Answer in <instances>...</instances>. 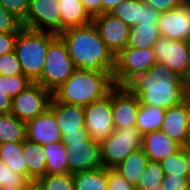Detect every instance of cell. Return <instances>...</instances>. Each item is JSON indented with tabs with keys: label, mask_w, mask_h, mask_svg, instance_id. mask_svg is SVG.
I'll return each mask as SVG.
<instances>
[{
	"label": "cell",
	"mask_w": 190,
	"mask_h": 190,
	"mask_svg": "<svg viewBox=\"0 0 190 190\" xmlns=\"http://www.w3.org/2000/svg\"><path fill=\"white\" fill-rule=\"evenodd\" d=\"M126 86L140 100V104L165 110L189 96L183 78L158 62L147 72L137 75Z\"/></svg>",
	"instance_id": "6da1fadb"
},
{
	"label": "cell",
	"mask_w": 190,
	"mask_h": 190,
	"mask_svg": "<svg viewBox=\"0 0 190 190\" xmlns=\"http://www.w3.org/2000/svg\"><path fill=\"white\" fill-rule=\"evenodd\" d=\"M59 36L66 43L76 69L113 73L115 56L101 39L93 22L63 30Z\"/></svg>",
	"instance_id": "7a4b0ae2"
},
{
	"label": "cell",
	"mask_w": 190,
	"mask_h": 190,
	"mask_svg": "<svg viewBox=\"0 0 190 190\" xmlns=\"http://www.w3.org/2000/svg\"><path fill=\"white\" fill-rule=\"evenodd\" d=\"M114 86L112 73L75 69L73 74L52 92V97L60 103L87 106L104 98Z\"/></svg>",
	"instance_id": "3957f363"
},
{
	"label": "cell",
	"mask_w": 190,
	"mask_h": 190,
	"mask_svg": "<svg viewBox=\"0 0 190 190\" xmlns=\"http://www.w3.org/2000/svg\"><path fill=\"white\" fill-rule=\"evenodd\" d=\"M57 36L52 32L24 27L18 32L14 51L19 59L23 75L33 83L41 77L47 49Z\"/></svg>",
	"instance_id": "277c9868"
},
{
	"label": "cell",
	"mask_w": 190,
	"mask_h": 190,
	"mask_svg": "<svg viewBox=\"0 0 190 190\" xmlns=\"http://www.w3.org/2000/svg\"><path fill=\"white\" fill-rule=\"evenodd\" d=\"M66 43L58 35L47 49L41 77L35 82L53 92L75 71Z\"/></svg>",
	"instance_id": "5b68a950"
},
{
	"label": "cell",
	"mask_w": 190,
	"mask_h": 190,
	"mask_svg": "<svg viewBox=\"0 0 190 190\" xmlns=\"http://www.w3.org/2000/svg\"><path fill=\"white\" fill-rule=\"evenodd\" d=\"M142 138L136 126L115 129L100 143L102 166L115 168L133 151L142 148Z\"/></svg>",
	"instance_id": "8992f818"
},
{
	"label": "cell",
	"mask_w": 190,
	"mask_h": 190,
	"mask_svg": "<svg viewBox=\"0 0 190 190\" xmlns=\"http://www.w3.org/2000/svg\"><path fill=\"white\" fill-rule=\"evenodd\" d=\"M157 62L153 48L136 49L127 46L115 56L113 81L126 86L133 78L147 72Z\"/></svg>",
	"instance_id": "52a82bcc"
},
{
	"label": "cell",
	"mask_w": 190,
	"mask_h": 190,
	"mask_svg": "<svg viewBox=\"0 0 190 190\" xmlns=\"http://www.w3.org/2000/svg\"><path fill=\"white\" fill-rule=\"evenodd\" d=\"M49 109L54 113L63 143H76L89 139L85 128L84 106L60 103L52 98Z\"/></svg>",
	"instance_id": "ba28073f"
},
{
	"label": "cell",
	"mask_w": 190,
	"mask_h": 190,
	"mask_svg": "<svg viewBox=\"0 0 190 190\" xmlns=\"http://www.w3.org/2000/svg\"><path fill=\"white\" fill-rule=\"evenodd\" d=\"M85 128L89 138L101 143L115 131L112 118V89L100 100L84 106Z\"/></svg>",
	"instance_id": "9c48e42d"
},
{
	"label": "cell",
	"mask_w": 190,
	"mask_h": 190,
	"mask_svg": "<svg viewBox=\"0 0 190 190\" xmlns=\"http://www.w3.org/2000/svg\"><path fill=\"white\" fill-rule=\"evenodd\" d=\"M52 92L37 83L12 98L11 111L16 118L29 121L45 112L51 103Z\"/></svg>",
	"instance_id": "30bf717a"
},
{
	"label": "cell",
	"mask_w": 190,
	"mask_h": 190,
	"mask_svg": "<svg viewBox=\"0 0 190 190\" xmlns=\"http://www.w3.org/2000/svg\"><path fill=\"white\" fill-rule=\"evenodd\" d=\"M24 28L47 31L57 35L61 33V16L57 0H30Z\"/></svg>",
	"instance_id": "8fae6325"
},
{
	"label": "cell",
	"mask_w": 190,
	"mask_h": 190,
	"mask_svg": "<svg viewBox=\"0 0 190 190\" xmlns=\"http://www.w3.org/2000/svg\"><path fill=\"white\" fill-rule=\"evenodd\" d=\"M153 50L158 63L165 64L182 78L185 76L190 55L189 41L170 40L160 36Z\"/></svg>",
	"instance_id": "7c38bea8"
},
{
	"label": "cell",
	"mask_w": 190,
	"mask_h": 190,
	"mask_svg": "<svg viewBox=\"0 0 190 190\" xmlns=\"http://www.w3.org/2000/svg\"><path fill=\"white\" fill-rule=\"evenodd\" d=\"M99 35L107 48L116 56L127 47L131 27L110 13H103L92 18Z\"/></svg>",
	"instance_id": "4fadbf2b"
},
{
	"label": "cell",
	"mask_w": 190,
	"mask_h": 190,
	"mask_svg": "<svg viewBox=\"0 0 190 190\" xmlns=\"http://www.w3.org/2000/svg\"><path fill=\"white\" fill-rule=\"evenodd\" d=\"M64 144L67 148L69 173L75 174L102 167L99 142L89 138L82 142Z\"/></svg>",
	"instance_id": "5bb4252c"
},
{
	"label": "cell",
	"mask_w": 190,
	"mask_h": 190,
	"mask_svg": "<svg viewBox=\"0 0 190 190\" xmlns=\"http://www.w3.org/2000/svg\"><path fill=\"white\" fill-rule=\"evenodd\" d=\"M140 100L127 86L112 88V118L115 129L135 126Z\"/></svg>",
	"instance_id": "9a60e30c"
},
{
	"label": "cell",
	"mask_w": 190,
	"mask_h": 190,
	"mask_svg": "<svg viewBox=\"0 0 190 190\" xmlns=\"http://www.w3.org/2000/svg\"><path fill=\"white\" fill-rule=\"evenodd\" d=\"M190 129V96L165 111L160 131L173 141L185 146Z\"/></svg>",
	"instance_id": "2e32d148"
},
{
	"label": "cell",
	"mask_w": 190,
	"mask_h": 190,
	"mask_svg": "<svg viewBox=\"0 0 190 190\" xmlns=\"http://www.w3.org/2000/svg\"><path fill=\"white\" fill-rule=\"evenodd\" d=\"M157 27L163 37L190 42V2L160 13Z\"/></svg>",
	"instance_id": "e0dca14e"
},
{
	"label": "cell",
	"mask_w": 190,
	"mask_h": 190,
	"mask_svg": "<svg viewBox=\"0 0 190 190\" xmlns=\"http://www.w3.org/2000/svg\"><path fill=\"white\" fill-rule=\"evenodd\" d=\"M26 135L28 140L42 146L62 141L54 113L49 108L26 122Z\"/></svg>",
	"instance_id": "ac0fdd59"
},
{
	"label": "cell",
	"mask_w": 190,
	"mask_h": 190,
	"mask_svg": "<svg viewBox=\"0 0 190 190\" xmlns=\"http://www.w3.org/2000/svg\"><path fill=\"white\" fill-rule=\"evenodd\" d=\"M181 147L160 130L145 133L142 138V148L150 161L159 162L178 152Z\"/></svg>",
	"instance_id": "d6986e66"
},
{
	"label": "cell",
	"mask_w": 190,
	"mask_h": 190,
	"mask_svg": "<svg viewBox=\"0 0 190 190\" xmlns=\"http://www.w3.org/2000/svg\"><path fill=\"white\" fill-rule=\"evenodd\" d=\"M22 149L27 165V181L36 182L45 175L46 155L43 146L26 139L22 142Z\"/></svg>",
	"instance_id": "ffe728a7"
},
{
	"label": "cell",
	"mask_w": 190,
	"mask_h": 190,
	"mask_svg": "<svg viewBox=\"0 0 190 190\" xmlns=\"http://www.w3.org/2000/svg\"><path fill=\"white\" fill-rule=\"evenodd\" d=\"M61 16V32L68 28L80 27L92 22L81 0H57Z\"/></svg>",
	"instance_id": "44dd1931"
},
{
	"label": "cell",
	"mask_w": 190,
	"mask_h": 190,
	"mask_svg": "<svg viewBox=\"0 0 190 190\" xmlns=\"http://www.w3.org/2000/svg\"><path fill=\"white\" fill-rule=\"evenodd\" d=\"M148 161L143 148H140L129 154L114 169L117 170L127 182L136 187Z\"/></svg>",
	"instance_id": "7402d4cb"
},
{
	"label": "cell",
	"mask_w": 190,
	"mask_h": 190,
	"mask_svg": "<svg viewBox=\"0 0 190 190\" xmlns=\"http://www.w3.org/2000/svg\"><path fill=\"white\" fill-rule=\"evenodd\" d=\"M43 151L46 155L45 174L57 175L69 173L67 148L63 141L48 143L43 146Z\"/></svg>",
	"instance_id": "603a6c76"
},
{
	"label": "cell",
	"mask_w": 190,
	"mask_h": 190,
	"mask_svg": "<svg viewBox=\"0 0 190 190\" xmlns=\"http://www.w3.org/2000/svg\"><path fill=\"white\" fill-rule=\"evenodd\" d=\"M74 190H108L107 168L99 167L73 174Z\"/></svg>",
	"instance_id": "cb8c5ba5"
},
{
	"label": "cell",
	"mask_w": 190,
	"mask_h": 190,
	"mask_svg": "<svg viewBox=\"0 0 190 190\" xmlns=\"http://www.w3.org/2000/svg\"><path fill=\"white\" fill-rule=\"evenodd\" d=\"M165 111V109L157 106L140 104L136 118V128L142 135L159 131L164 120Z\"/></svg>",
	"instance_id": "d4e9b609"
},
{
	"label": "cell",
	"mask_w": 190,
	"mask_h": 190,
	"mask_svg": "<svg viewBox=\"0 0 190 190\" xmlns=\"http://www.w3.org/2000/svg\"><path fill=\"white\" fill-rule=\"evenodd\" d=\"M26 139L25 121L19 120L12 113L0 114V144L23 142Z\"/></svg>",
	"instance_id": "484cf974"
},
{
	"label": "cell",
	"mask_w": 190,
	"mask_h": 190,
	"mask_svg": "<svg viewBox=\"0 0 190 190\" xmlns=\"http://www.w3.org/2000/svg\"><path fill=\"white\" fill-rule=\"evenodd\" d=\"M160 36L157 24L137 23L131 27L127 46L136 49L153 48Z\"/></svg>",
	"instance_id": "4316f807"
},
{
	"label": "cell",
	"mask_w": 190,
	"mask_h": 190,
	"mask_svg": "<svg viewBox=\"0 0 190 190\" xmlns=\"http://www.w3.org/2000/svg\"><path fill=\"white\" fill-rule=\"evenodd\" d=\"M0 159L13 171L27 180V165L23 155L22 142L0 144Z\"/></svg>",
	"instance_id": "83f0119b"
},
{
	"label": "cell",
	"mask_w": 190,
	"mask_h": 190,
	"mask_svg": "<svg viewBox=\"0 0 190 190\" xmlns=\"http://www.w3.org/2000/svg\"><path fill=\"white\" fill-rule=\"evenodd\" d=\"M121 19L126 25L132 27L141 22L142 0H126L119 3L111 13Z\"/></svg>",
	"instance_id": "f1b7e54d"
},
{
	"label": "cell",
	"mask_w": 190,
	"mask_h": 190,
	"mask_svg": "<svg viewBox=\"0 0 190 190\" xmlns=\"http://www.w3.org/2000/svg\"><path fill=\"white\" fill-rule=\"evenodd\" d=\"M141 174L136 185L138 190H152L160 187L165 176L160 162L150 160Z\"/></svg>",
	"instance_id": "f546056e"
},
{
	"label": "cell",
	"mask_w": 190,
	"mask_h": 190,
	"mask_svg": "<svg viewBox=\"0 0 190 190\" xmlns=\"http://www.w3.org/2000/svg\"><path fill=\"white\" fill-rule=\"evenodd\" d=\"M36 183L42 190H74L73 174L41 176Z\"/></svg>",
	"instance_id": "4dcf8cb0"
},
{
	"label": "cell",
	"mask_w": 190,
	"mask_h": 190,
	"mask_svg": "<svg viewBox=\"0 0 190 190\" xmlns=\"http://www.w3.org/2000/svg\"><path fill=\"white\" fill-rule=\"evenodd\" d=\"M164 172V175H179L189 177V171L184 160L183 147L174 153L159 161Z\"/></svg>",
	"instance_id": "1f68e13d"
},
{
	"label": "cell",
	"mask_w": 190,
	"mask_h": 190,
	"mask_svg": "<svg viewBox=\"0 0 190 190\" xmlns=\"http://www.w3.org/2000/svg\"><path fill=\"white\" fill-rule=\"evenodd\" d=\"M32 84L33 82L23 74L16 76H3L4 90L11 98L25 91Z\"/></svg>",
	"instance_id": "d6a6232c"
},
{
	"label": "cell",
	"mask_w": 190,
	"mask_h": 190,
	"mask_svg": "<svg viewBox=\"0 0 190 190\" xmlns=\"http://www.w3.org/2000/svg\"><path fill=\"white\" fill-rule=\"evenodd\" d=\"M22 74L21 65L15 51L0 56V75L16 76Z\"/></svg>",
	"instance_id": "836d02e7"
},
{
	"label": "cell",
	"mask_w": 190,
	"mask_h": 190,
	"mask_svg": "<svg viewBox=\"0 0 190 190\" xmlns=\"http://www.w3.org/2000/svg\"><path fill=\"white\" fill-rule=\"evenodd\" d=\"M28 181L20 174L13 172L0 159V189L8 186H22Z\"/></svg>",
	"instance_id": "e575fe53"
},
{
	"label": "cell",
	"mask_w": 190,
	"mask_h": 190,
	"mask_svg": "<svg viewBox=\"0 0 190 190\" xmlns=\"http://www.w3.org/2000/svg\"><path fill=\"white\" fill-rule=\"evenodd\" d=\"M30 0H0V5L23 22L29 10Z\"/></svg>",
	"instance_id": "d590c367"
},
{
	"label": "cell",
	"mask_w": 190,
	"mask_h": 190,
	"mask_svg": "<svg viewBox=\"0 0 190 190\" xmlns=\"http://www.w3.org/2000/svg\"><path fill=\"white\" fill-rule=\"evenodd\" d=\"M22 22L0 5V33H18Z\"/></svg>",
	"instance_id": "8d00e7d4"
},
{
	"label": "cell",
	"mask_w": 190,
	"mask_h": 190,
	"mask_svg": "<svg viewBox=\"0 0 190 190\" xmlns=\"http://www.w3.org/2000/svg\"><path fill=\"white\" fill-rule=\"evenodd\" d=\"M108 190H138L114 168H107Z\"/></svg>",
	"instance_id": "74e56055"
},
{
	"label": "cell",
	"mask_w": 190,
	"mask_h": 190,
	"mask_svg": "<svg viewBox=\"0 0 190 190\" xmlns=\"http://www.w3.org/2000/svg\"><path fill=\"white\" fill-rule=\"evenodd\" d=\"M190 187L189 177L165 175L160 185L161 190H186Z\"/></svg>",
	"instance_id": "f35d334b"
},
{
	"label": "cell",
	"mask_w": 190,
	"mask_h": 190,
	"mask_svg": "<svg viewBox=\"0 0 190 190\" xmlns=\"http://www.w3.org/2000/svg\"><path fill=\"white\" fill-rule=\"evenodd\" d=\"M145 4L162 13L181 7L186 0H143Z\"/></svg>",
	"instance_id": "ab89813d"
},
{
	"label": "cell",
	"mask_w": 190,
	"mask_h": 190,
	"mask_svg": "<svg viewBox=\"0 0 190 190\" xmlns=\"http://www.w3.org/2000/svg\"><path fill=\"white\" fill-rule=\"evenodd\" d=\"M18 33H0V56L14 51Z\"/></svg>",
	"instance_id": "60d3db41"
},
{
	"label": "cell",
	"mask_w": 190,
	"mask_h": 190,
	"mask_svg": "<svg viewBox=\"0 0 190 190\" xmlns=\"http://www.w3.org/2000/svg\"><path fill=\"white\" fill-rule=\"evenodd\" d=\"M160 17V13L157 12L154 8L145 4L142 0V15L141 22L142 24H157Z\"/></svg>",
	"instance_id": "b9f144b4"
},
{
	"label": "cell",
	"mask_w": 190,
	"mask_h": 190,
	"mask_svg": "<svg viewBox=\"0 0 190 190\" xmlns=\"http://www.w3.org/2000/svg\"><path fill=\"white\" fill-rule=\"evenodd\" d=\"M12 98L5 92L3 76L0 75V114H8L11 111Z\"/></svg>",
	"instance_id": "7bdbcfd3"
},
{
	"label": "cell",
	"mask_w": 190,
	"mask_h": 190,
	"mask_svg": "<svg viewBox=\"0 0 190 190\" xmlns=\"http://www.w3.org/2000/svg\"><path fill=\"white\" fill-rule=\"evenodd\" d=\"M81 2L91 18L102 14V0H81Z\"/></svg>",
	"instance_id": "ee69618b"
},
{
	"label": "cell",
	"mask_w": 190,
	"mask_h": 190,
	"mask_svg": "<svg viewBox=\"0 0 190 190\" xmlns=\"http://www.w3.org/2000/svg\"><path fill=\"white\" fill-rule=\"evenodd\" d=\"M126 0H102V14L111 13V11L119 4Z\"/></svg>",
	"instance_id": "f6af8a7d"
},
{
	"label": "cell",
	"mask_w": 190,
	"mask_h": 190,
	"mask_svg": "<svg viewBox=\"0 0 190 190\" xmlns=\"http://www.w3.org/2000/svg\"><path fill=\"white\" fill-rule=\"evenodd\" d=\"M184 84L188 92L190 93V55H189V61L186 69L185 76L183 77Z\"/></svg>",
	"instance_id": "bcb514c9"
},
{
	"label": "cell",
	"mask_w": 190,
	"mask_h": 190,
	"mask_svg": "<svg viewBox=\"0 0 190 190\" xmlns=\"http://www.w3.org/2000/svg\"><path fill=\"white\" fill-rule=\"evenodd\" d=\"M184 160L189 171V183H190V149L183 146Z\"/></svg>",
	"instance_id": "7dc6e473"
},
{
	"label": "cell",
	"mask_w": 190,
	"mask_h": 190,
	"mask_svg": "<svg viewBox=\"0 0 190 190\" xmlns=\"http://www.w3.org/2000/svg\"><path fill=\"white\" fill-rule=\"evenodd\" d=\"M34 182H27L25 185L22 186H8L1 188L0 190H27Z\"/></svg>",
	"instance_id": "c3c4849f"
},
{
	"label": "cell",
	"mask_w": 190,
	"mask_h": 190,
	"mask_svg": "<svg viewBox=\"0 0 190 190\" xmlns=\"http://www.w3.org/2000/svg\"><path fill=\"white\" fill-rule=\"evenodd\" d=\"M27 190H42L36 182H34Z\"/></svg>",
	"instance_id": "681fc988"
},
{
	"label": "cell",
	"mask_w": 190,
	"mask_h": 190,
	"mask_svg": "<svg viewBox=\"0 0 190 190\" xmlns=\"http://www.w3.org/2000/svg\"><path fill=\"white\" fill-rule=\"evenodd\" d=\"M185 147L190 149V129H189V133H188V139H187V142L185 144Z\"/></svg>",
	"instance_id": "f907efd6"
},
{
	"label": "cell",
	"mask_w": 190,
	"mask_h": 190,
	"mask_svg": "<svg viewBox=\"0 0 190 190\" xmlns=\"http://www.w3.org/2000/svg\"><path fill=\"white\" fill-rule=\"evenodd\" d=\"M152 190H161V188H160V187H158V188H155V189H152Z\"/></svg>",
	"instance_id": "816d5d0a"
}]
</instances>
